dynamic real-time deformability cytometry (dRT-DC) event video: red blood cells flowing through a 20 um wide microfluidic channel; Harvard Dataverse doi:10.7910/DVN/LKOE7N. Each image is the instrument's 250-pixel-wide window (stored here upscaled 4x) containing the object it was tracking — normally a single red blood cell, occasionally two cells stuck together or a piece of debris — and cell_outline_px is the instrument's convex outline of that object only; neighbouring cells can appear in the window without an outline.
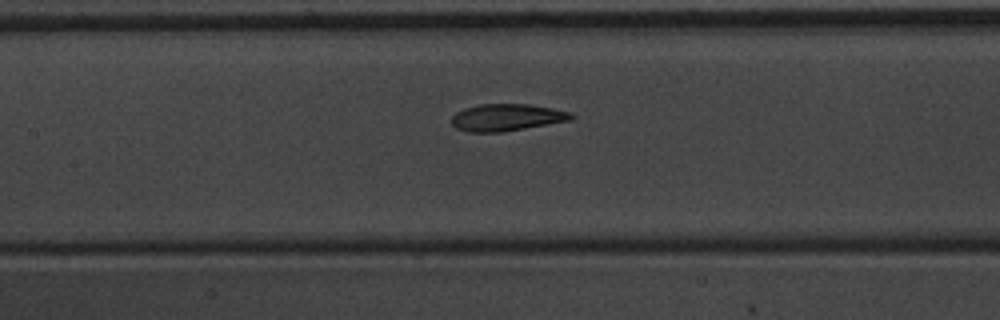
{"species": "common noctule bat (a hibernating species)", "species_latin": "Nyctalus noctula", "temperature_condition": "warm", "stored_images_in_passage": 9, "camera_frame_rate_fps": 3000, "um_per_image_px": 0.085, "animal": {"sex": "male", "body_mass_g": 20.1, "forearm_length_mm": 53.5}, "frame": {"image": 1, "passage_image": 7, "time_ms": 2.0, "image_size_px": [1000, 320], "cell_outline_px": [[576, 116], [572, 120], [500, 132], [468, 132], [456, 128], [452, 124], [452, 116], [456, 112], [464, 108], [480, 104], [528, 104], [552, 108], [572, 112]], "centroid_in_image_um": [43.08, 9.97], "position_along_channel_um": 164.3, "area_um2": 18.84}}
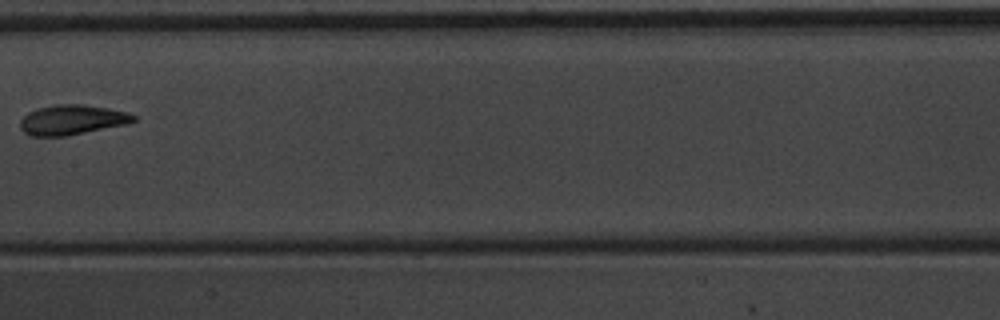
{"frame": {"image": 2, "passage_image": 8, "time_ms": 2.333, "image_size_px": [1000, 320], "cell_outline_px": [[136, 120], [128, 124], [68, 136], [32, 136], [24, 132], [20, 128], [20, 120], [28, 112], [36, 108], [56, 104], [84, 104], [108, 108], [128, 112], [136, 116]], "centroid_in_image_um": [6.13, 10.18], "position_along_channel_um": 201.3, "area_um2": 20.0}}
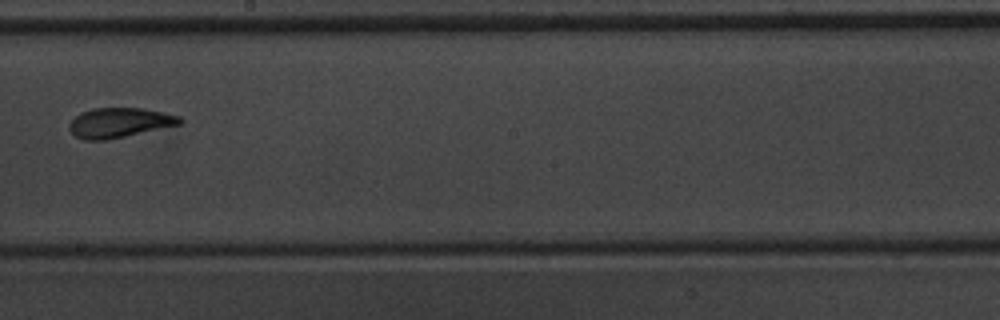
{"frame": {"image": 3, "passage_image": 9, "time_ms": 2.667, "image_size_px": [1000, 320], "cell_outline_px": [[184, 120], [180, 124], [124, 136], [104, 140], [84, 140], [76, 136], [68, 128], [68, 124], [76, 116], [92, 108], [140, 108], [164, 112], [180, 116]], "centroid_in_image_um": [10.15, 10.42], "position_along_channel_um": 238.0, "area_um2": 18.9}}